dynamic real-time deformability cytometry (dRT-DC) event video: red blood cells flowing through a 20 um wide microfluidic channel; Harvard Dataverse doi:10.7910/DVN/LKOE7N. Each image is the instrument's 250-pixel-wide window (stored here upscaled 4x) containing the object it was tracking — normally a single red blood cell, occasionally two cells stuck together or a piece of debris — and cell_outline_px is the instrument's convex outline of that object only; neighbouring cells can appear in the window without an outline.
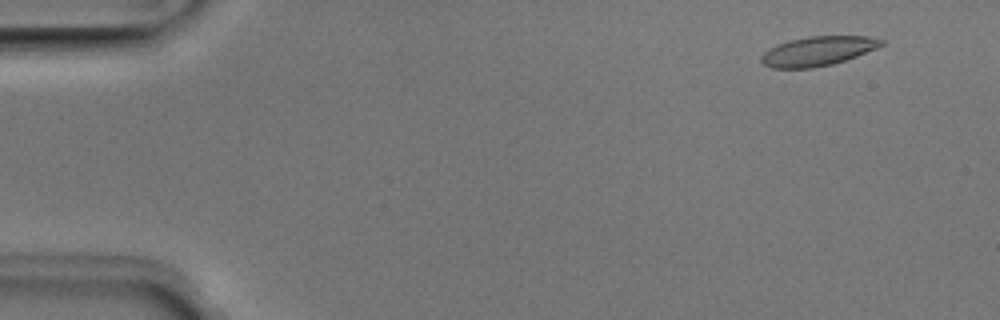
{"species": "Egyptian fruit bat (a non-hibernating species)", "species_latin": "Rousettus aegyptiacus", "temperature_condition": "room temperature", "stored_images_in_passage": 47, "camera_frame_rate_fps": 3000, "um_per_image_px": 0.085, "animal": {"sex": "male"}, "frame": {"image": 1, "passage_image": 1, "time_ms": 0.0, "image_size_px": [1000, 320], "cell_outline_px": [[884, 44], [876, 48], [856, 56], [832, 64], [812, 68], [772, 68], [764, 64], [760, 60], [760, 56], [764, 52], [776, 44], [788, 40], [808, 36], [868, 36], [884, 40]], "centroid_in_image_um": [69.48, 4.33], "position_along_channel_um": 15.5, "area_um2": 20.52}}
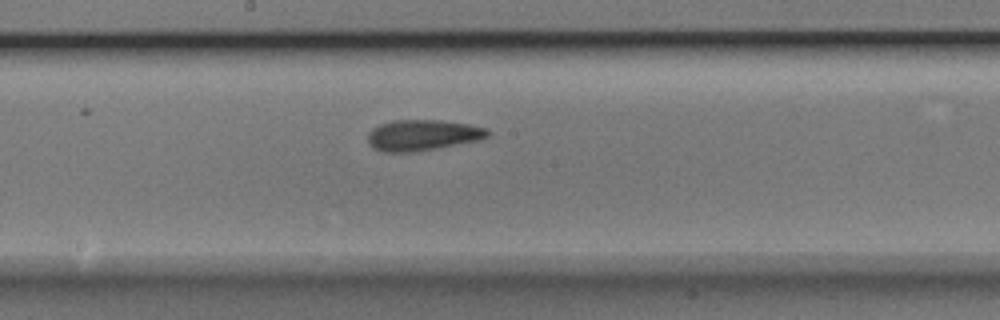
{"frame": {"image": 2, "passage_image": 24, "time_ms": 7.667, "image_size_px": [1000, 320], "cell_outline_px": [[492, 132], [488, 136], [480, 140], [416, 152], [380, 152], [372, 148], [368, 144], [368, 132], [372, 128], [380, 124], [392, 120], [440, 120], [468, 124], [488, 128]], "centroid_in_image_um": [35.91, 11.49], "position_along_channel_um": 212.3, "area_um2": 21.91}}
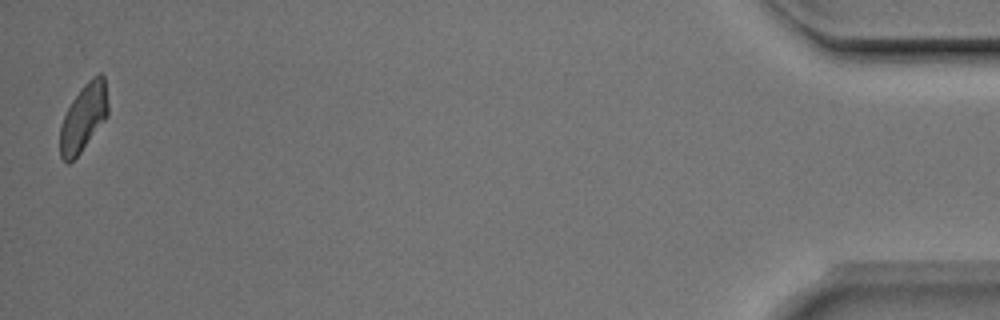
{"frame": {"image": 3, "passage_image": 47, "time_ms": 15.333, "image_size_px": [1000, 320], "cell_outline_px": [[108, 116], [80, 152], [68, 164], [60, 156], [60, 128], [64, 116], [72, 100], [84, 84], [92, 76], [100, 72], [104, 76], [108, 104]], "centroid_in_image_um": [7.11, 9.96], "position_along_channel_um": 428.1, "area_um2": 18.67}, "authors_computed_cell_mechanics": {"area_um2": 20.519, "velocity_mm_per_s": 4.0091, "shape_relaxation_time_tau1_ms": 2.8416, "shape_relaxation_time_tau2_ms": 2.3682, "deformation_change_tau1": 0.1218, "deformation_change_tau2": 0.0992}}